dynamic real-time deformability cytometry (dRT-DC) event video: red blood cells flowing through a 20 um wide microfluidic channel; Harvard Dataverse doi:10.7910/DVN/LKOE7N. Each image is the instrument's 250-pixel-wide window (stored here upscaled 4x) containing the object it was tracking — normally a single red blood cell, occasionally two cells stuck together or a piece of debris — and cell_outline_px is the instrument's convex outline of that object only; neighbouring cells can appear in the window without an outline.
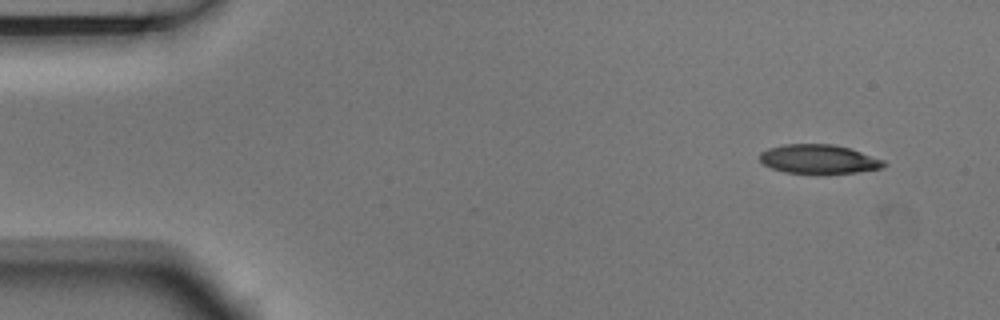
{"species": "Egyptian fruit bat (a non-hibernating species)", "species_latin": "Rousettus aegyptiacus", "temperature_condition": "room temperature", "stored_images_in_passage": 4, "camera_frame_rate_fps": 3000, "um_per_image_px": 0.085, "animal": {"sex": "male"}, "frame": {"image": 1, "passage_image": 1, "time_ms": 0.0, "image_size_px": [1000, 320], "cell_outline_px": [[888, 164], [884, 168], [856, 172], [784, 172], [772, 168], [764, 164], [760, 160], [760, 152], [768, 148], [784, 144], [832, 144], [848, 148], [884, 160]], "centroid_in_image_um": [69.59, 13.51], "position_along_channel_um": 15.4, "area_um2": 20.58}}
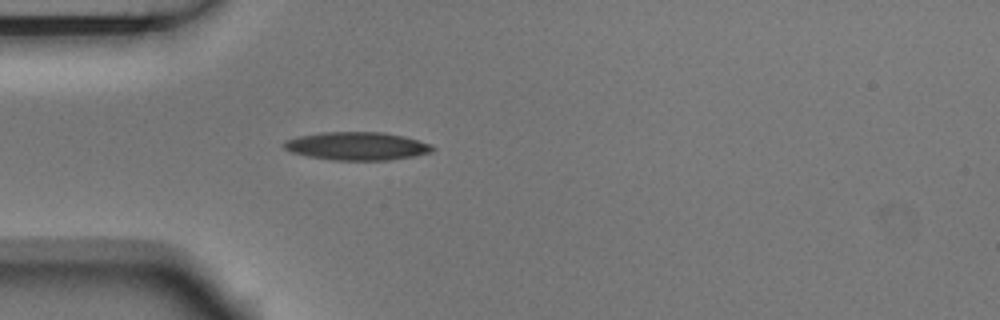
{"frame": {"image": 2, "passage_image": 4, "time_ms": 1.0, "image_size_px": [1000, 320], "cell_outline_px": [[436, 148], [432, 152], [416, 156], [388, 160], [332, 160], [308, 156], [292, 152], [284, 148], [284, 140], [296, 136], [320, 132], [384, 132], [404, 136], [432, 144]], "centroid_in_image_um": [30.36, 12.41], "position_along_channel_um": 54.6, "area_um2": 24.57}}